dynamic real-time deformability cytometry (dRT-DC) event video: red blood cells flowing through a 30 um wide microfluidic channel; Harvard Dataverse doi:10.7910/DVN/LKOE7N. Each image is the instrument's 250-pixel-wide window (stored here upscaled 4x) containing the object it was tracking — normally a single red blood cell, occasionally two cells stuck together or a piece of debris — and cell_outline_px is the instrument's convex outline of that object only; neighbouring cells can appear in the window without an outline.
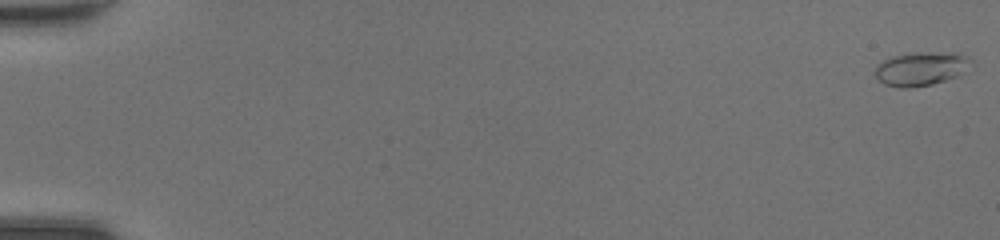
{"species": "common noctule bat (a hibernating species)", "species_latin": "Nyctalus noctula", "temperature_condition": "room temperature", "stored_images_in_passage": 49, "camera_frame_rate_fps": 3000, "um_per_image_px": 0.085, "animal": {"sex": "female", "body_mass_g": 20.0, "forearm_length_mm": 54.0}, "frame": {"image": 1, "passage_image": 1, "time_ms": 0.0, "image_size_px": [1000, 240], "cell_outline_px": [[972, 60], [960, 76], [932, 84], [912, 88], [900, 88], [884, 84], [872, 72], [876, 64], [888, 56], [912, 52], [960, 52], [968, 56]], "centroid_in_image_um": [78.25, 5.82], "position_along_channel_um": 6.8, "area_um2": 19.48}}
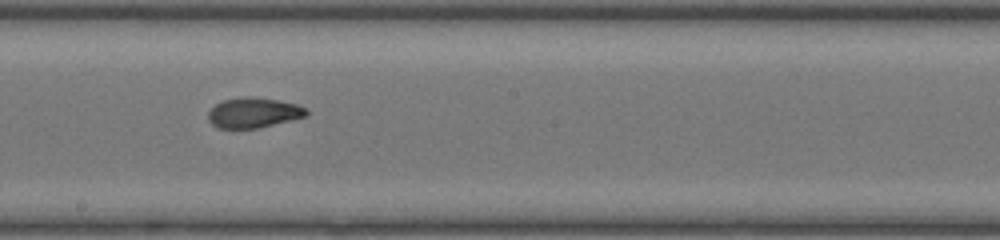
{"frame": {"image": 2, "passage_image": 29, "time_ms": 9.333, "image_size_px": [1000, 240], "cell_outline_px": [[308, 116], [260, 128], [216, 128], [208, 120], [208, 112], [216, 104], [224, 100], [240, 96], [248, 96], [276, 100], [296, 104], [304, 108], [308, 112]], "centroid_in_image_um": [21.54, 9.59], "position_along_channel_um": 226.7, "area_um2": 17.28}}
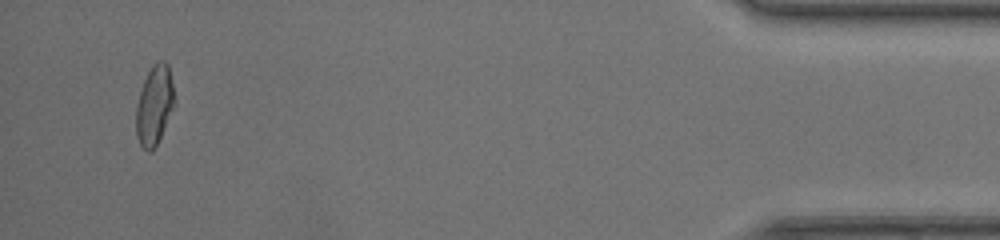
{"frame": {"image": 3, "passage_image": 47, "time_ms": 15.333, "image_size_px": [1000, 240], "cell_outline_px": [[176, 104], [152, 152], [148, 152], [140, 144], [136, 136], [136, 104], [144, 80], [152, 64], [156, 60], [164, 60], [168, 64]], "centroid_in_image_um": [13.13, 8.92], "position_along_channel_um": 422.1, "area_um2": 17.8}, "authors_computed_cell_mechanics": {"area_um2": 17.34, "velocity_mm_per_s": 4.4362, "shape_relaxation_time_tau1_ms": null, "shape_relaxation_time_tau2_ms": 1.3242, "deformation_change_tau1": null, "deformation_change_tau2": 0.067}}